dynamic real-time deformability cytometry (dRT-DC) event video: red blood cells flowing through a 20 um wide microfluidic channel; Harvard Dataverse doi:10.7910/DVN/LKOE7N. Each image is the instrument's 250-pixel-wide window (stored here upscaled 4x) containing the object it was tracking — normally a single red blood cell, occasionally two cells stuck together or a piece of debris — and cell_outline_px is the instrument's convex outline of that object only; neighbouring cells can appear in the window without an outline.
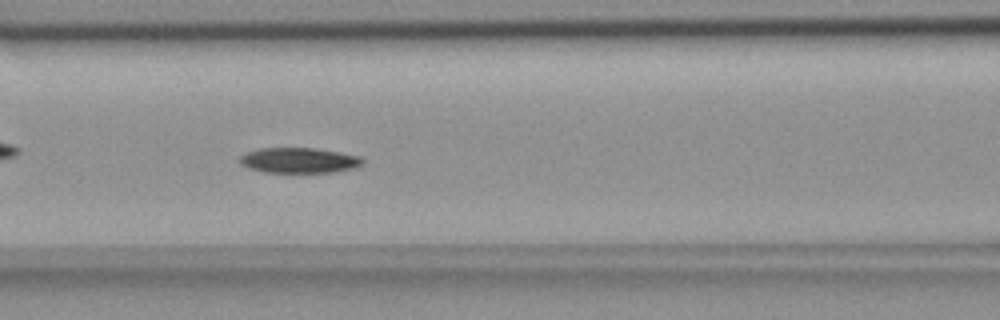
{"species": "common noctule bat (a hibernating species)", "species_latin": "Nyctalus noctula", "temperature_condition": "room temperature", "stored_images_in_passage": 56, "camera_frame_rate_fps": 3000, "um_per_image_px": 0.085, "animal": {"sex": "female", "body_mass_g": 18.4}, "frame": {"image": 1, "passage_image": 23, "time_ms": 7.333, "image_size_px": [1000, 320], "cell_outline_px": [[364, 164], [356, 168], [336, 172], [264, 172], [248, 168], [240, 164], [240, 156], [248, 152], [260, 148], [316, 148], [340, 152], [360, 156], [364, 160]], "centroid_in_image_um": [25.47, 13.63], "position_along_channel_um": 141.1, "area_um2": 18.26}}
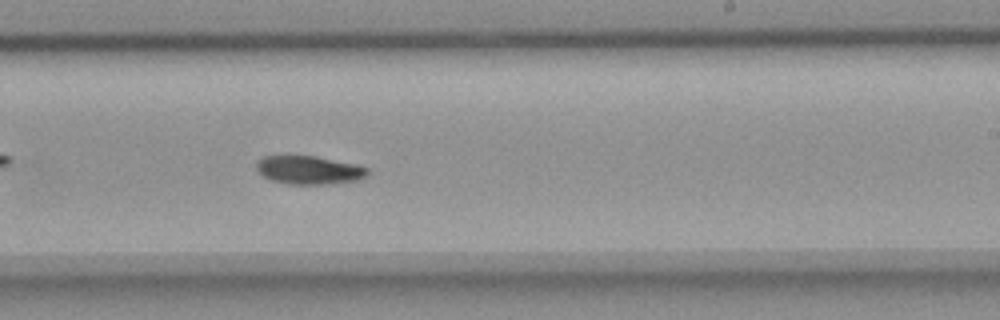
{"frame": {"image": 2, "passage_image": 33, "time_ms": 10.667, "image_size_px": [1000, 320], "cell_outline_px": [[368, 176], [360, 180], [328, 184], [288, 184], [272, 180], [264, 176], [256, 168], [256, 164], [264, 156], [316, 156], [356, 164], [368, 168]], "centroid_in_image_um": [26.32, 14.46], "position_along_channel_um": 262.7, "area_um2": 18.32}}
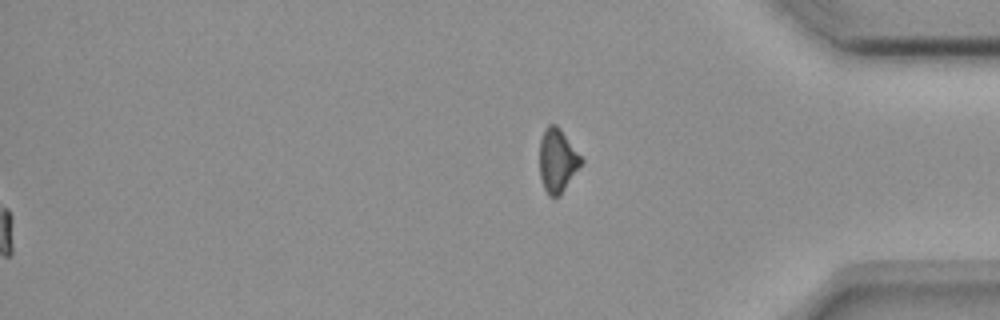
{"frame": {"image": 3, "passage_image": 56, "time_ms": 18.333, "image_size_px": [1000, 320], "cell_outline_px": [[584, 164], [560, 196], [548, 196], [544, 188], [540, 176], [540, 140], [548, 124], [556, 124], [560, 128], [584, 160]], "centroid_in_image_um": [47.41, 13.67], "position_along_channel_um": 387.8, "area_um2": 15.61}, "authors_computed_cell_mechanics": {"area_um2": 18.4671, "velocity_mm_per_s": 3.6666, "shape_relaxation_time_tau1_ms": 8.5921, "shape_relaxation_time_tau2_ms": null, "deformation_change_tau1": 0.1931, "deformation_change_tau2": null}}